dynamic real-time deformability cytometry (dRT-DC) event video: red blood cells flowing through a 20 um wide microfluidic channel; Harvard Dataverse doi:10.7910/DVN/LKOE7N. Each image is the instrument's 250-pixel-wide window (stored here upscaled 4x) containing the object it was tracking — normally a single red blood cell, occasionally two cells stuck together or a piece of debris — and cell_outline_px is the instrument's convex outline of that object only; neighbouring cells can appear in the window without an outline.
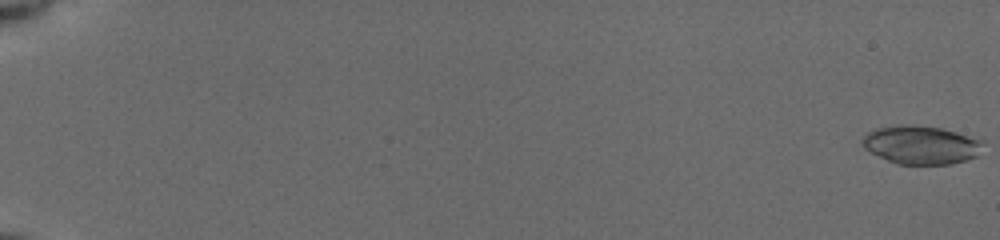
{"species": "common noctule bat (a hibernating species)", "species_latin": "Nyctalus noctula", "temperature_condition": "cold", "stored_images_in_passage": 55, "camera_frame_rate_fps": 3000, "um_per_image_px": 0.085, "animal": {"sex": "female", "body_mass_g": 19.5, "forearm_length_mm": 54.1}, "frame": {"image": 1, "passage_image": 1, "time_ms": 0.0, "image_size_px": [1000, 240], "cell_outline_px": [[984, 140], [976, 156], [964, 160], [948, 164], [900, 164], [888, 160], [864, 148], [860, 140], [864, 132], [876, 128], [900, 124], [908, 124], [944, 128]], "centroid_in_image_um": [78.24, 12.28], "position_along_channel_um": 6.8, "area_um2": 27.05}}
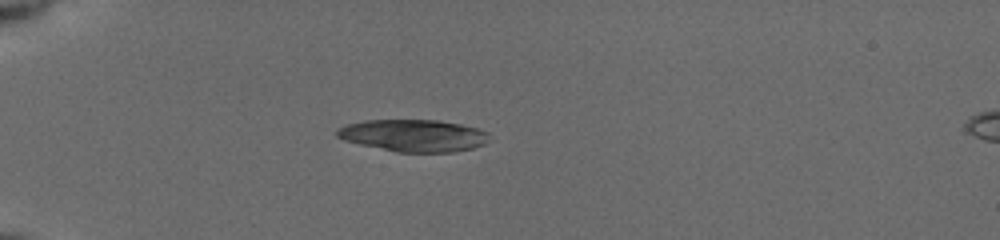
{"frame": {"image": 2, "passage_image": 18, "time_ms": 5.667, "image_size_px": [1000, 240], "cell_outline_px": [[488, 140], [484, 144], [472, 148], [452, 152], [396, 152], [360, 144], [344, 140], [336, 136], [336, 128], [348, 124], [364, 120], [436, 120], [460, 124], [480, 128], [488, 132]], "centroid_in_image_um": [35.15, 11.51], "position_along_channel_um": 49.9, "area_um2": 28.5}}